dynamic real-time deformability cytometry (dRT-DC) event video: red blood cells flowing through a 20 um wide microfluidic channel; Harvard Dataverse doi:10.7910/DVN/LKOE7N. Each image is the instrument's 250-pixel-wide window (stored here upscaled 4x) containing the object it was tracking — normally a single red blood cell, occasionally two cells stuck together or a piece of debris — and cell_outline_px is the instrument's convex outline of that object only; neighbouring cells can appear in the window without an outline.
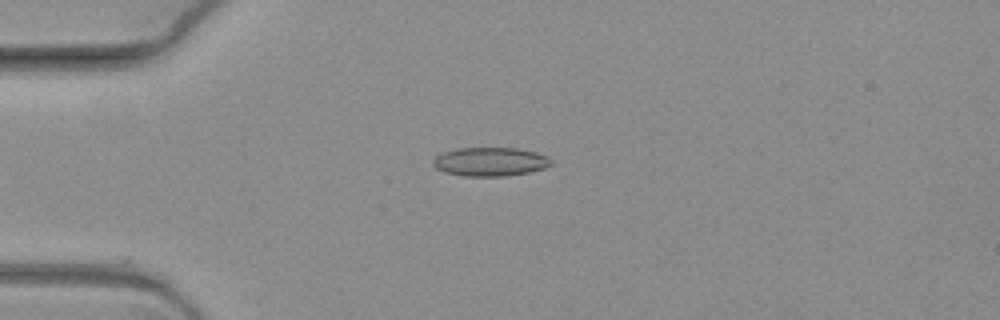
{"species": "common noctule bat (a hibernating species)", "species_latin": "Nyctalus noctula", "temperature_condition": "warm", "stored_images_in_passage": 3, "camera_frame_rate_fps": 3000, "um_per_image_px": 0.085, "animal": {"sex": "female", "body_mass_g": 19.3, "forearm_length_mm": 54.1}, "frame": {"image": 1, "passage_image": 2, "time_ms": 0.333, "image_size_px": [1000, 320], "cell_outline_px": [[552, 164], [544, 168], [528, 172], [504, 176], [464, 176], [444, 172], [436, 168], [432, 164], [432, 160], [436, 156], [444, 152], [456, 148], [516, 148], [536, 152], [548, 156], [552, 160]], "centroid_in_image_um": [41.66, 13.74], "position_along_channel_um": 43.3, "area_um2": 19.83}}